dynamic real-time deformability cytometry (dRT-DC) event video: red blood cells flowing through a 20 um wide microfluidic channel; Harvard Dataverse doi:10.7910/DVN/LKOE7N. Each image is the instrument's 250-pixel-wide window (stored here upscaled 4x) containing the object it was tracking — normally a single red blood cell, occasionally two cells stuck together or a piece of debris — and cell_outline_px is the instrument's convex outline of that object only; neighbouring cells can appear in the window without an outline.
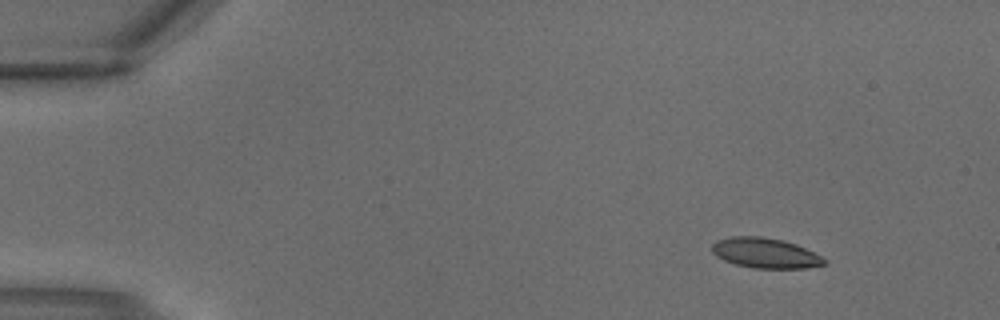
{"species": "common noctule bat (a hibernating species)", "species_latin": "Nyctalus noctula", "temperature_condition": "warm", "stored_images_in_passage": 4, "camera_frame_rate_fps": 3000, "um_per_image_px": 0.085, "animal": {"sex": "male", "body_mass_g": 18.8}, "frame": {"image": 1, "passage_image": 4, "time_ms": 1.0, "image_size_px": [1000, 320], "cell_outline_px": [[828, 260], [824, 264], [804, 268], [752, 268], [736, 264], [724, 260], [716, 256], [712, 252], [712, 244], [716, 240], [732, 236], [760, 236], [780, 240], [796, 244]], "centroid_in_image_um": [65.01, 21.5], "position_along_channel_um": 20.0, "area_um2": 19.54}}